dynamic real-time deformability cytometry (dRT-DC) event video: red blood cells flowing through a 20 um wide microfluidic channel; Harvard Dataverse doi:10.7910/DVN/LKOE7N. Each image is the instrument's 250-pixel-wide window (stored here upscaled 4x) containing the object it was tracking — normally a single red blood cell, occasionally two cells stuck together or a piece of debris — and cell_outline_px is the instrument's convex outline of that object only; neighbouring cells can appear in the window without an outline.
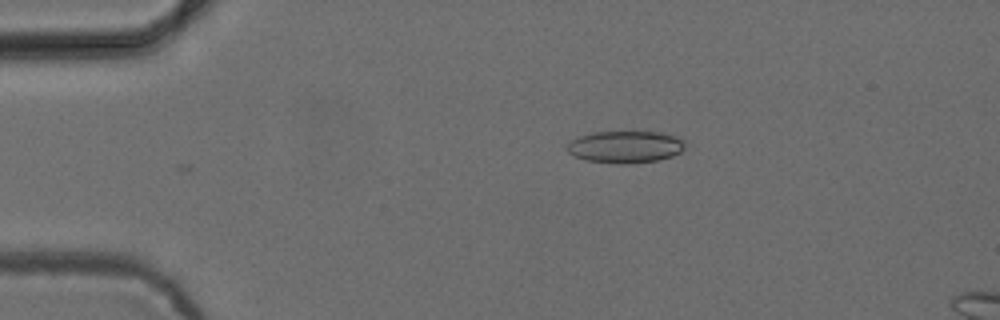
{"species": "common noctule bat (a hibernating species)", "species_latin": "Nyctalus noctula", "temperature_condition": "cold", "stored_images_in_passage": 32, "camera_frame_rate_fps": 3000, "um_per_image_px": 0.085, "animal": {"sex": "female", "body_mass_g": 24.6, "forearm_length_mm": 56.2}, "frame": {"image": 1, "passage_image": 1, "time_ms": 0.0, "image_size_px": [1000, 320], "cell_outline_px": [[684, 148], [680, 152], [672, 156], [656, 160], [628, 164], [616, 164], [588, 160], [572, 156], [564, 148], [564, 144], [580, 136], [592, 132], [660, 132], [676, 136], [684, 140]], "centroid_in_image_um": [53.1, 12.48], "position_along_channel_um": 31.9, "area_um2": 22.2}}
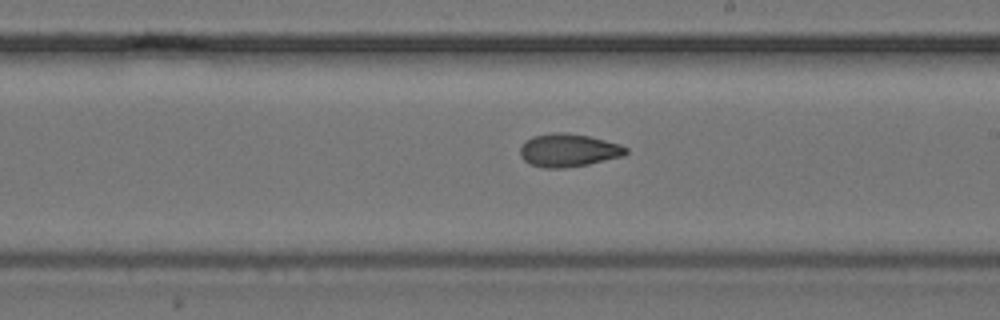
{"frame": {"image": 2, "passage_image": 21, "time_ms": 6.667, "image_size_px": [1000, 320], "cell_outline_px": [[628, 152], [624, 156], [588, 164], [564, 168], [544, 168], [528, 164], [520, 156], [520, 148], [524, 140], [532, 136], [556, 132], [568, 132], [588, 136], [620, 144], [628, 148]], "centroid_in_image_um": [48.29, 12.77], "position_along_channel_um": 240.7, "area_um2": 20.58}}
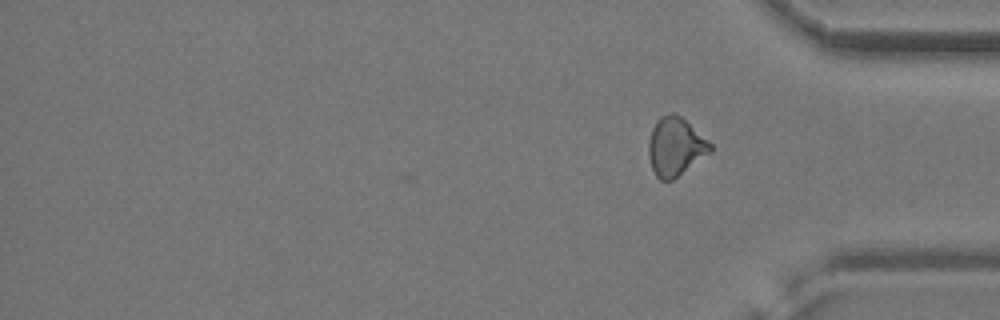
{"frame": {"image": 3, "passage_image": 32, "time_ms": 10.333, "image_size_px": [1000, 320], "cell_outline_px": [[712, 152], [672, 180], [660, 180], [656, 176], [652, 168], [648, 156], [648, 140], [652, 128], [656, 120], [660, 116], [672, 112], [680, 116], [708, 140], [712, 144]], "centroid_in_image_um": [57.4, 12.46], "position_along_channel_um": 377.8, "area_um2": 21.04}, "authors_computed_cell_mechanics": {"area_um2": 20.1144, "velocity_mm_per_s": 3.8948, "shape_relaxation_time_tau1_ms": null, "shape_relaxation_time_tau2_ms": 2.8396, "deformation_change_tau1": null, "deformation_change_tau2": 0.0759}}